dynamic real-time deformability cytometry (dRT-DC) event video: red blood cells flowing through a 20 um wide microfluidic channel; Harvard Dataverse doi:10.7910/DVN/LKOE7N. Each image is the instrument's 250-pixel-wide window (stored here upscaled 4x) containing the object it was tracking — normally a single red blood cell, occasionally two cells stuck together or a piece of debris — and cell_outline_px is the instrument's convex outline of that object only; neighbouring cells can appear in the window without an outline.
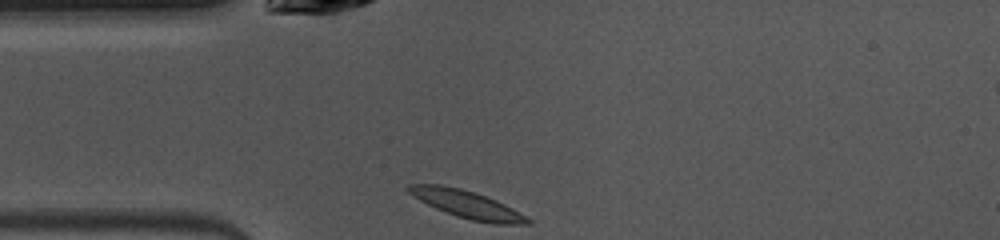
{"species": "common noctule bat (a hibernating species)", "species_latin": "Nyctalus noctula", "temperature_condition": "warm", "stored_images_in_passage": 40, "segment_of_instrument_passage": [1, 2], "camera_frame_rate_fps": 3000, "um_per_image_px": 0.085, "animal": {"sex": "female", "body_mass_g": 10.0, "forearm_length_mm": 53.1}, "frame": {"image": 1, "passage_image": 1, "time_ms": 0.0, "image_size_px": [1000, 240], "cell_outline_px": [[532, 224], [496, 224], [472, 220], [456, 216], [436, 208], [420, 200], [408, 192], [408, 184], [440, 184], [460, 188], [496, 200], [512, 208], [532, 220]], "centroid_in_image_um": [39.71, 17.37], "position_along_channel_um": 45.3, "area_um2": 18.79}}
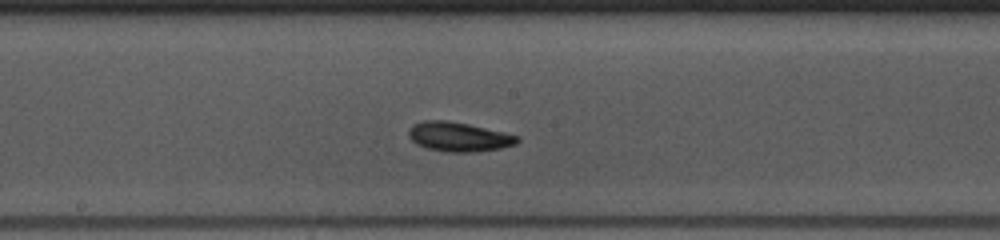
{"frame": {"image": 2, "passage_image": 14, "time_ms": 4.333, "image_size_px": [1000, 240], "cell_outline_px": [[520, 140], [516, 144], [500, 148], [472, 152], [448, 152], [428, 148], [416, 144], [408, 136], [408, 128], [412, 124], [424, 120], [448, 120], [468, 124], [520, 136]], "centroid_in_image_um": [38.96, 11.62], "position_along_channel_um": 209.2, "area_um2": 18.61}}
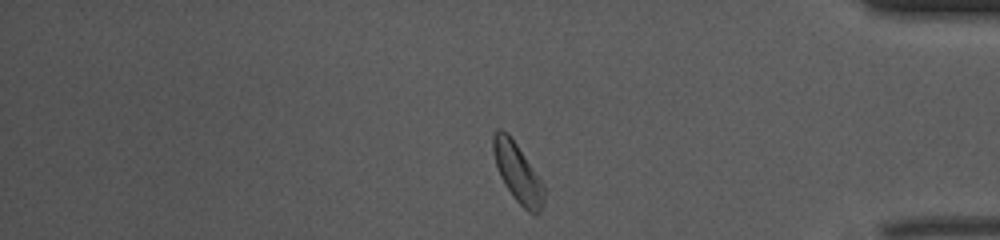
{"frame": {"image": 3, "passage_image": 30, "time_ms": 9.667, "image_size_px": [1000, 240], "cell_outline_px": [[544, 204], [540, 212], [536, 216], [532, 216], [512, 196], [504, 184], [500, 176], [492, 152], [492, 136], [496, 128], [500, 128], [508, 132], [544, 184]], "centroid_in_image_um": [44.0, 14.69], "position_along_channel_um": 391.2, "area_um2": 17.74}}